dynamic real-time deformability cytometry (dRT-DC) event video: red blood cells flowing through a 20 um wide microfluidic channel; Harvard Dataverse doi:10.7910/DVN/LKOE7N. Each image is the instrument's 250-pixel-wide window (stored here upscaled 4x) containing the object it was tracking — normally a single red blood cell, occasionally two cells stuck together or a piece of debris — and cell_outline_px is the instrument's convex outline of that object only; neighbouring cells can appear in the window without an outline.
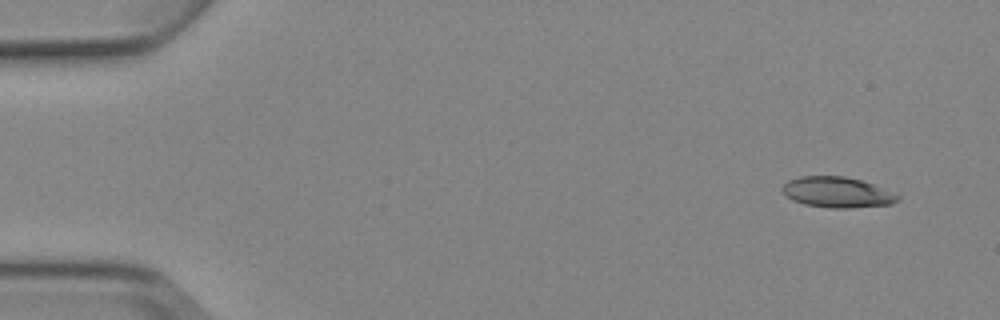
{"species": "Egyptian fruit bat (a non-hibernating species)", "species_latin": "Rousettus aegyptiacus", "temperature_condition": "cold", "stored_images_in_passage": 6, "camera_frame_rate_fps": 3000, "um_per_image_px": 0.085, "animal": {"sex": "female"}, "frame": {"image": 1, "passage_image": 1, "time_ms": 0.0, "image_size_px": [1000, 320], "cell_outline_px": [[900, 200], [892, 204], [848, 208], [828, 208], [804, 204], [792, 200], [784, 196], [780, 188], [788, 180], [800, 176], [844, 176], [860, 180], [872, 184], [900, 196]], "centroid_in_image_um": [71.1, 16.35], "position_along_channel_um": 13.9, "area_um2": 20.63}}
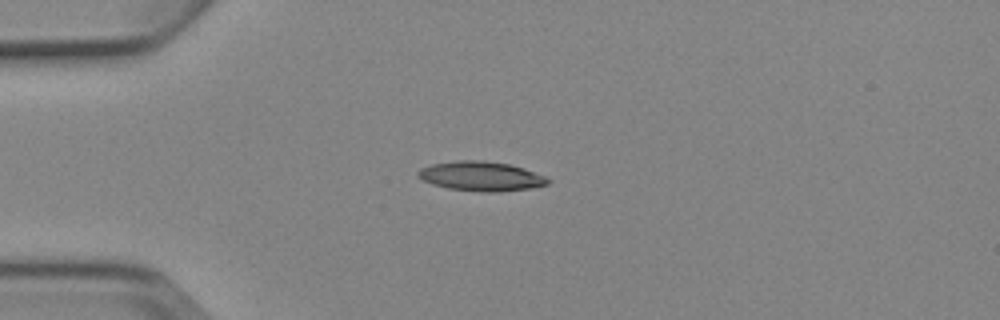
{"frame": {"image": 2, "passage_image": 4, "time_ms": 3.333, "image_size_px": [1000, 320], "cell_outline_px": [[552, 180], [548, 184], [532, 188], [500, 192], [484, 192], [448, 188], [432, 184], [416, 176], [416, 172], [420, 168], [432, 164], [456, 160], [484, 160], [508, 164], [524, 168], [548, 176]], "centroid_in_image_um": [40.93, 14.97], "position_along_channel_um": 44.1, "area_um2": 22.6}}
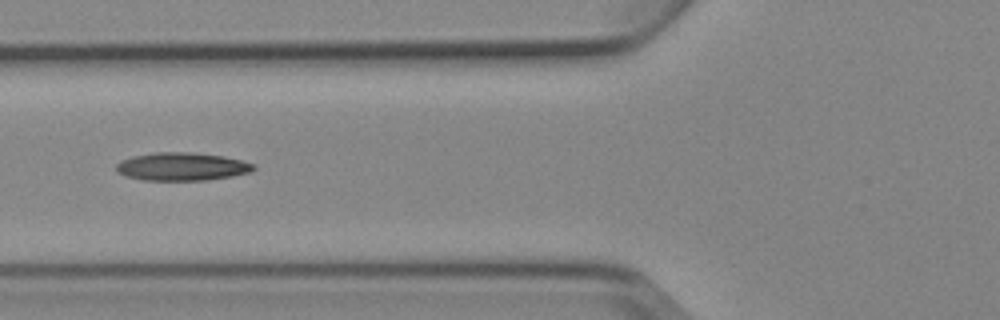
{"frame": {"image": 3, "passage_image": 6, "time_ms": 5.667, "image_size_px": [1000, 320], "cell_outline_px": [[256, 168], [252, 172], [232, 176], [208, 180], [144, 180], [128, 176], [116, 172], [116, 164], [120, 160], [132, 156], [156, 152], [192, 152], [224, 156], [256, 164]], "centroid_in_image_um": [15.48, 14.15], "position_along_channel_um": 110.3, "area_um2": 22.6}}